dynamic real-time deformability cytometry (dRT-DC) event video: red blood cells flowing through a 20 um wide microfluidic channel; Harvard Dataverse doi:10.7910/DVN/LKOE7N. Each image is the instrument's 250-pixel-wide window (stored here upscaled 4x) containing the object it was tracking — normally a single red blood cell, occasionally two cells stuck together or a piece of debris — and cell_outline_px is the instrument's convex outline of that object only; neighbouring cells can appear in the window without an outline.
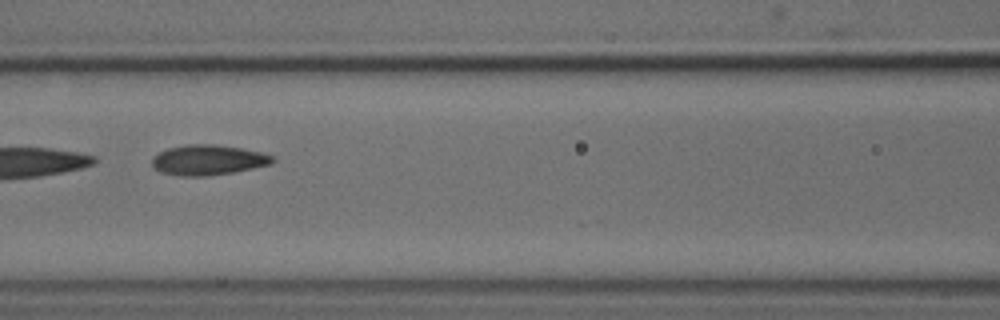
{"species": "common noctule bat (a hibernating species)", "species_latin": "Nyctalus noctula", "temperature_condition": "cold", "stored_images_in_passage": 6, "camera_frame_rate_fps": 3000, "um_per_image_px": 0.085, "animal": {"sex": "male", "body_mass_g": 18.8}, "frame": {"image": 1, "passage_image": 4, "time_ms": 4.333, "image_size_px": [1000, 320], "cell_outline_px": [[276, 160], [272, 164], [232, 172], [208, 176], [176, 176], [160, 172], [152, 168], [152, 156], [168, 148], [184, 144], [216, 144], [240, 148], [260, 152], [272, 156]], "centroid_in_image_um": [17.64, 13.6], "position_along_channel_um": 149.0, "area_um2": 21.39}}